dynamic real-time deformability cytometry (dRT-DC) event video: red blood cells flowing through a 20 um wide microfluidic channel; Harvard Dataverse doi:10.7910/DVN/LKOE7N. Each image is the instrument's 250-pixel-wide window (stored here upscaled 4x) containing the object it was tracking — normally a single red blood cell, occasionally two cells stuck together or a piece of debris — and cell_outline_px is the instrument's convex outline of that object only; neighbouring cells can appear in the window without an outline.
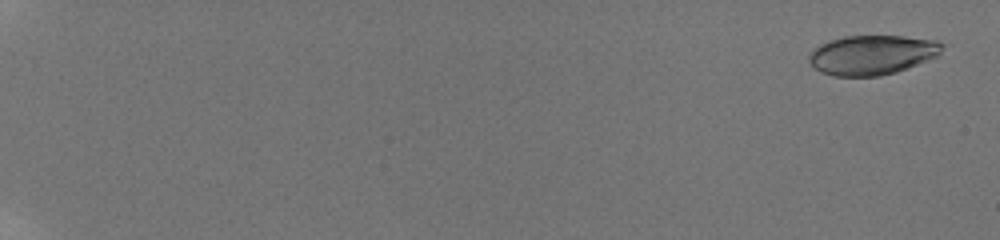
{"species": "human", "species_latin": "Homo sapiens", "temperature_condition": "room temperature", "stored_images_in_passage": 28, "camera_frame_rate_fps": 3000, "um_per_image_px": 0.085, "donor": {"sex": "male"}, "frame": {"image": 1, "passage_image": 1, "time_ms": 0.0, "image_size_px": [1000, 240], "cell_outline_px": [[944, 44], [940, 52], [936, 56], [928, 60], [908, 68], [896, 72], [880, 76], [832, 76], [820, 72], [808, 60], [808, 56], [820, 44], [828, 40], [844, 36], [904, 36], [936, 40]], "centroid_in_image_um": [74.13, 4.66], "position_along_channel_um": 10.9, "area_um2": 30.69}}
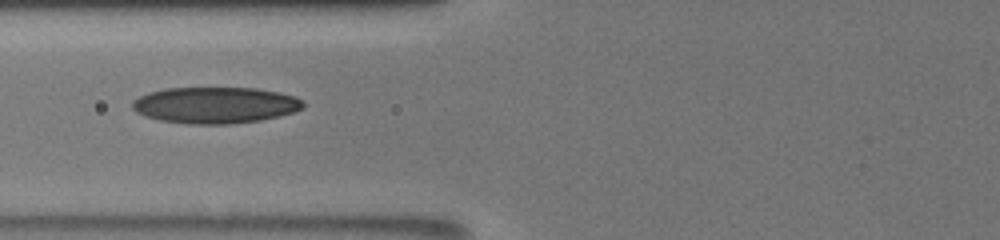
{"frame": {"image": 2, "passage_image": 17, "time_ms": 8.667, "image_size_px": [1000, 240], "cell_outline_px": [[304, 108], [292, 112], [260, 120], [228, 124], [188, 124], [160, 120], [144, 116], [136, 112], [132, 108], [132, 100], [148, 92], [164, 88], [256, 88], [280, 92], [296, 96], [304, 100]], "centroid_in_image_um": [18.28, 8.93], "position_along_channel_um": 107.5, "area_um2": 36.36}}
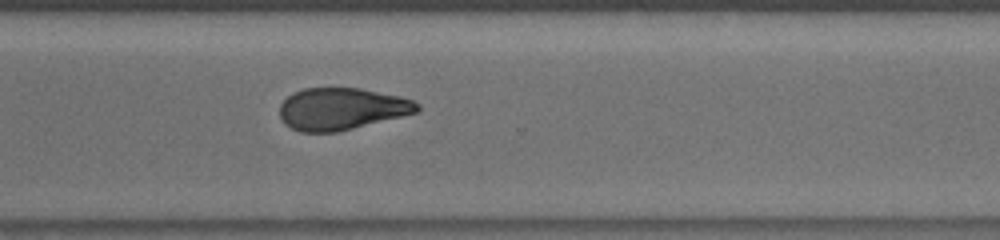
{"frame": {"image": 3, "passage_image": 28, "time_ms": 14.667, "image_size_px": [1000, 240], "cell_outline_px": [[420, 112], [336, 132], [300, 132], [284, 124], [280, 116], [280, 104], [288, 96], [304, 88], [360, 88], [400, 96], [412, 100], [420, 104]], "centroid_in_image_um": [29.05, 9.25], "position_along_channel_um": 341.5, "area_um2": 33.64}}